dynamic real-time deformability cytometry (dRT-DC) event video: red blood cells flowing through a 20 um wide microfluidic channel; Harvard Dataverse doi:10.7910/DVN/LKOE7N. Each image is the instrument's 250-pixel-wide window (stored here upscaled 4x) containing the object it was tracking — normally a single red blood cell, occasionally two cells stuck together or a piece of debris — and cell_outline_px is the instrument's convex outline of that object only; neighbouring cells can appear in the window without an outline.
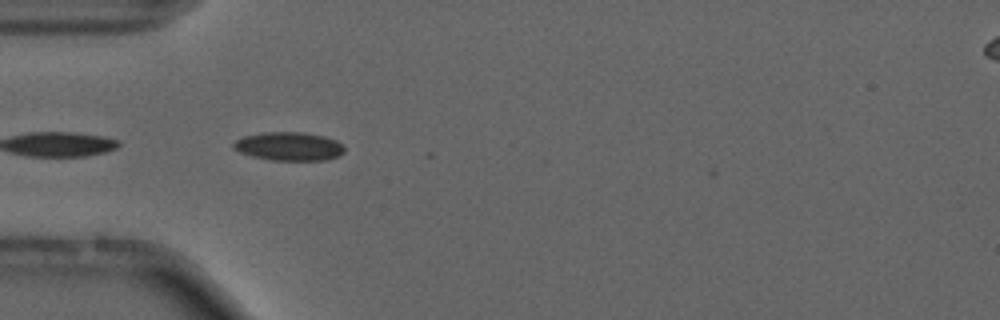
{"species": "common noctule bat (a hibernating species)", "species_latin": "Nyctalus noctula", "temperature_condition": "cold", "stored_images_in_passage": 6, "camera_frame_rate_fps": 3000, "um_per_image_px": 0.085, "animal": {"sex": "male", "forearm_length_mm": 52.5}, "frame": {"image": 1, "passage_image": 3, "time_ms": 0.667, "image_size_px": [1000, 320], "cell_outline_px": [[344, 152], [336, 156], [324, 160], [272, 160], [252, 156], [240, 152], [232, 148], [232, 144], [236, 140], [244, 136], [260, 132], [304, 132], [324, 136], [336, 140], [344, 148]], "centroid_in_image_um": [24.52, 12.43], "position_along_channel_um": 60.5, "area_um2": 18.38}}